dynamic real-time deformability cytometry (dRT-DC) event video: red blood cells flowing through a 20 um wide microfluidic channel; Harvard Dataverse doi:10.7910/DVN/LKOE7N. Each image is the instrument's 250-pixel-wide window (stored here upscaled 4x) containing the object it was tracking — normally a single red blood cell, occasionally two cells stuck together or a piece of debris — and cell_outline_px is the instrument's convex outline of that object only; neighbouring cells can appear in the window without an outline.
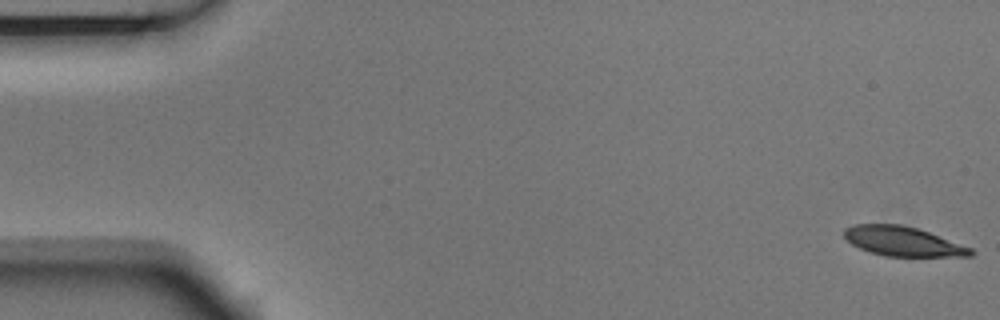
{"species": "Egyptian fruit bat (a non-hibernating species)", "species_latin": "Rousettus aegyptiacus", "temperature_condition": "room temperature", "stored_images_in_passage": 5, "camera_frame_rate_fps": 3000, "um_per_image_px": 0.085, "animal": {"sex": "male"}, "frame": {"image": 1, "passage_image": 1, "time_ms": 0.0, "image_size_px": [1000, 320], "cell_outline_px": [[976, 252], [972, 256], [884, 256], [860, 248], [852, 244], [844, 236], [844, 228], [852, 224], [900, 224], [916, 228], [928, 232], [972, 248]], "centroid_in_image_um": [76.74, 20.51], "position_along_channel_um": 8.3, "area_um2": 21.56}}
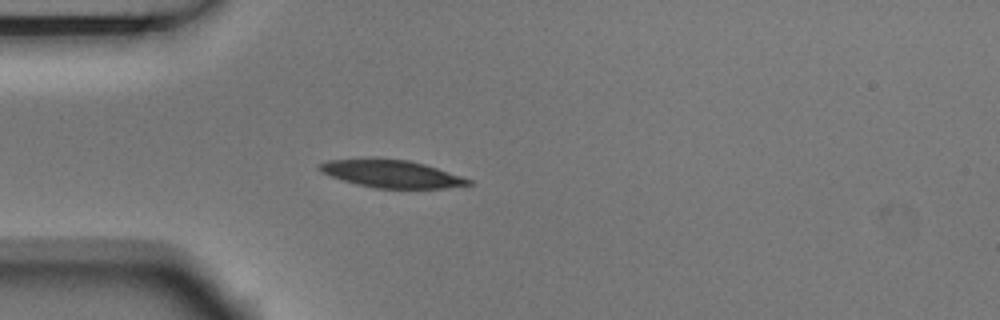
{"frame": {"image": 2, "passage_image": 5, "time_ms": 1.333, "image_size_px": [1000, 320], "cell_outline_px": [[472, 184], [444, 188], [376, 188], [356, 184], [320, 172], [316, 168], [320, 164], [328, 160], [372, 156], [376, 156], [408, 160], [424, 164], [472, 180]], "centroid_in_image_um": [33.19, 14.73], "position_along_channel_um": 51.8, "area_um2": 24.28}}